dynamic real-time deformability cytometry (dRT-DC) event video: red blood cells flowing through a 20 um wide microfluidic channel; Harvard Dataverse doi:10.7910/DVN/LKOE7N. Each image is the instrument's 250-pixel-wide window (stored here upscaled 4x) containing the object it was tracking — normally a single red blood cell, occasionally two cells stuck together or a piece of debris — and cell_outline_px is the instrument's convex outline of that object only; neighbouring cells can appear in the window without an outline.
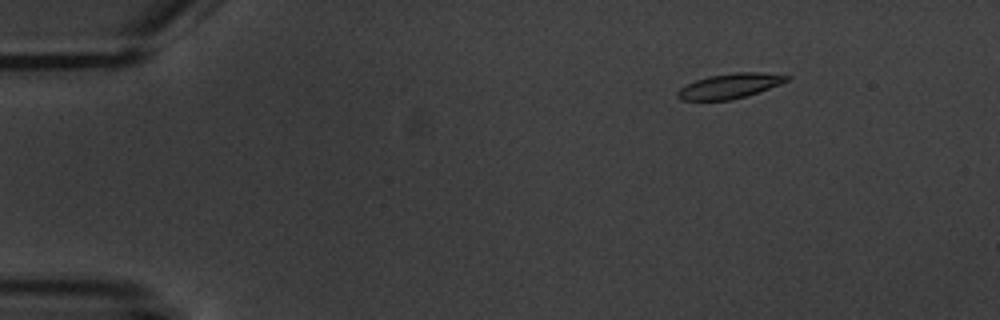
{"species": "common noctule bat (a hibernating species)", "species_latin": "Nyctalus noctula", "temperature_condition": "warm", "stored_images_in_passage": 10, "camera_frame_rate_fps": 3000, "um_per_image_px": 0.085, "animal": {"sex": "male", "body_mass_g": 20.1, "forearm_length_mm": 53.5}, "frame": {"image": 1, "passage_image": 2, "time_ms": 2.0, "image_size_px": [1000, 320], "cell_outline_px": [[792, 76], [788, 80], [780, 84], [744, 96], [728, 100], [680, 100], [676, 96], [676, 92], [680, 88], [696, 80], [708, 76], [736, 72], [760, 72]], "centroid_in_image_um": [62.0, 7.3], "position_along_channel_um": 23.0, "area_um2": 15.61}}
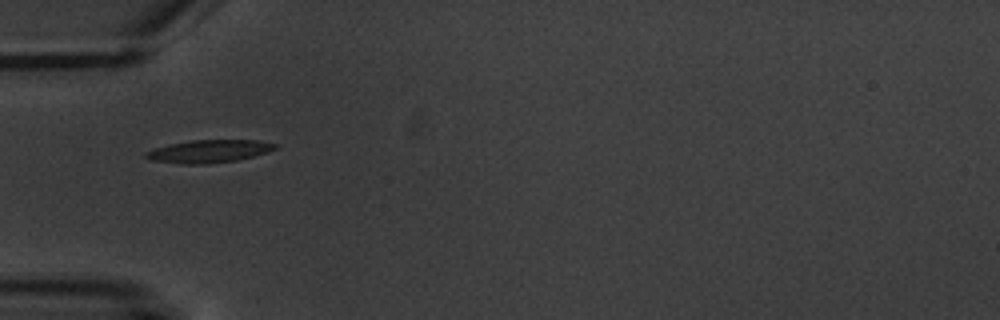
{"frame": {"image": 2, "passage_image": 5, "time_ms": 5.667, "image_size_px": [1000, 320], "cell_outline_px": [[276, 148], [268, 152], [236, 160], [208, 164], [180, 164], [152, 160], [144, 156], [144, 152], [168, 144], [192, 140], [260, 140], [276, 144]], "centroid_in_image_um": [17.74, 12.85], "position_along_channel_um": 67.3, "area_um2": 17.11}}
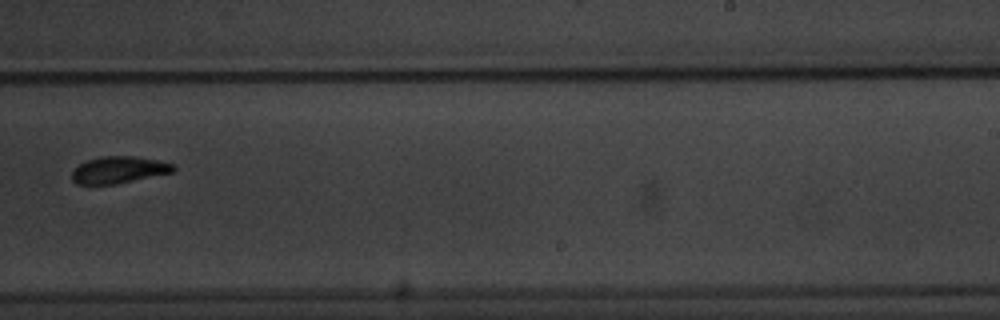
{"frame": {"image": 3, "passage_image": 10, "time_ms": 11.667, "image_size_px": [1000, 320], "cell_outline_px": [[176, 168], [172, 172], [116, 184], [76, 184], [72, 180], [72, 172], [84, 160], [100, 156], [136, 156], [176, 164]], "centroid_in_image_um": [10.09, 14.43], "position_along_channel_um": 278.9, "area_um2": 15.9}}